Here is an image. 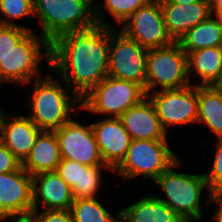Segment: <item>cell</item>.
I'll list each match as a JSON object with an SVG mask.
<instances>
[{
  "label": "cell",
  "mask_w": 222,
  "mask_h": 222,
  "mask_svg": "<svg viewBox=\"0 0 222 222\" xmlns=\"http://www.w3.org/2000/svg\"><path fill=\"white\" fill-rule=\"evenodd\" d=\"M111 27L65 33L50 44V71L81 99L108 76Z\"/></svg>",
  "instance_id": "obj_1"
},
{
  "label": "cell",
  "mask_w": 222,
  "mask_h": 222,
  "mask_svg": "<svg viewBox=\"0 0 222 222\" xmlns=\"http://www.w3.org/2000/svg\"><path fill=\"white\" fill-rule=\"evenodd\" d=\"M30 84L34 87H31L26 103L27 117L42 131L57 130L72 119L74 112L79 115L81 99L60 77L54 79L48 74Z\"/></svg>",
  "instance_id": "obj_2"
},
{
  "label": "cell",
  "mask_w": 222,
  "mask_h": 222,
  "mask_svg": "<svg viewBox=\"0 0 222 222\" xmlns=\"http://www.w3.org/2000/svg\"><path fill=\"white\" fill-rule=\"evenodd\" d=\"M180 163L178 158L154 181L165 195L156 197L169 205L185 222H198L203 216L201 208L203 192H207L208 196L206 205L212 199V194L204 173H179L176 168L180 167Z\"/></svg>",
  "instance_id": "obj_3"
},
{
  "label": "cell",
  "mask_w": 222,
  "mask_h": 222,
  "mask_svg": "<svg viewBox=\"0 0 222 222\" xmlns=\"http://www.w3.org/2000/svg\"><path fill=\"white\" fill-rule=\"evenodd\" d=\"M95 0H33L39 34L50 44L59 36L95 26Z\"/></svg>",
  "instance_id": "obj_4"
},
{
  "label": "cell",
  "mask_w": 222,
  "mask_h": 222,
  "mask_svg": "<svg viewBox=\"0 0 222 222\" xmlns=\"http://www.w3.org/2000/svg\"><path fill=\"white\" fill-rule=\"evenodd\" d=\"M42 60L46 61L50 69V43L40 35L37 37L34 31H29L14 48L1 59L0 89H2L3 83L6 82L16 85L21 83L24 85L41 77L43 66L39 65Z\"/></svg>",
  "instance_id": "obj_5"
},
{
  "label": "cell",
  "mask_w": 222,
  "mask_h": 222,
  "mask_svg": "<svg viewBox=\"0 0 222 222\" xmlns=\"http://www.w3.org/2000/svg\"><path fill=\"white\" fill-rule=\"evenodd\" d=\"M179 155L171 150L168 140H132L125 158L113 170L123 181L143 176L154 182Z\"/></svg>",
  "instance_id": "obj_6"
},
{
  "label": "cell",
  "mask_w": 222,
  "mask_h": 222,
  "mask_svg": "<svg viewBox=\"0 0 222 222\" xmlns=\"http://www.w3.org/2000/svg\"><path fill=\"white\" fill-rule=\"evenodd\" d=\"M191 85L188 56L178 41L161 48L148 49L145 93L180 89ZM155 87V88H154Z\"/></svg>",
  "instance_id": "obj_7"
},
{
  "label": "cell",
  "mask_w": 222,
  "mask_h": 222,
  "mask_svg": "<svg viewBox=\"0 0 222 222\" xmlns=\"http://www.w3.org/2000/svg\"><path fill=\"white\" fill-rule=\"evenodd\" d=\"M147 95L144 88L132 81L107 76L81 98V110L92 114L119 118Z\"/></svg>",
  "instance_id": "obj_8"
},
{
  "label": "cell",
  "mask_w": 222,
  "mask_h": 222,
  "mask_svg": "<svg viewBox=\"0 0 222 222\" xmlns=\"http://www.w3.org/2000/svg\"><path fill=\"white\" fill-rule=\"evenodd\" d=\"M111 27L108 76L135 82L145 90L148 49Z\"/></svg>",
  "instance_id": "obj_9"
},
{
  "label": "cell",
  "mask_w": 222,
  "mask_h": 222,
  "mask_svg": "<svg viewBox=\"0 0 222 222\" xmlns=\"http://www.w3.org/2000/svg\"><path fill=\"white\" fill-rule=\"evenodd\" d=\"M147 97L154 105L161 126L167 134L170 127L197 123V86L191 84L180 89L157 90L147 94Z\"/></svg>",
  "instance_id": "obj_10"
},
{
  "label": "cell",
  "mask_w": 222,
  "mask_h": 222,
  "mask_svg": "<svg viewBox=\"0 0 222 222\" xmlns=\"http://www.w3.org/2000/svg\"><path fill=\"white\" fill-rule=\"evenodd\" d=\"M119 30L146 49L166 47L175 42L167 32L159 0L137 9Z\"/></svg>",
  "instance_id": "obj_11"
},
{
  "label": "cell",
  "mask_w": 222,
  "mask_h": 222,
  "mask_svg": "<svg viewBox=\"0 0 222 222\" xmlns=\"http://www.w3.org/2000/svg\"><path fill=\"white\" fill-rule=\"evenodd\" d=\"M54 132L59 142L62 159L77 161L86 166L105 165L91 123L85 125L71 119Z\"/></svg>",
  "instance_id": "obj_12"
},
{
  "label": "cell",
  "mask_w": 222,
  "mask_h": 222,
  "mask_svg": "<svg viewBox=\"0 0 222 222\" xmlns=\"http://www.w3.org/2000/svg\"><path fill=\"white\" fill-rule=\"evenodd\" d=\"M33 210L32 176L22 166L0 174V217L30 214Z\"/></svg>",
  "instance_id": "obj_13"
},
{
  "label": "cell",
  "mask_w": 222,
  "mask_h": 222,
  "mask_svg": "<svg viewBox=\"0 0 222 222\" xmlns=\"http://www.w3.org/2000/svg\"><path fill=\"white\" fill-rule=\"evenodd\" d=\"M91 125L104 164L114 170L127 154L130 135L119 118L103 117Z\"/></svg>",
  "instance_id": "obj_14"
},
{
  "label": "cell",
  "mask_w": 222,
  "mask_h": 222,
  "mask_svg": "<svg viewBox=\"0 0 222 222\" xmlns=\"http://www.w3.org/2000/svg\"><path fill=\"white\" fill-rule=\"evenodd\" d=\"M32 180L33 210L70 209L74 202L72 189L56 171L40 172Z\"/></svg>",
  "instance_id": "obj_15"
},
{
  "label": "cell",
  "mask_w": 222,
  "mask_h": 222,
  "mask_svg": "<svg viewBox=\"0 0 222 222\" xmlns=\"http://www.w3.org/2000/svg\"><path fill=\"white\" fill-rule=\"evenodd\" d=\"M168 34L178 41L190 29L210 15V1L200 0L187 4L160 3Z\"/></svg>",
  "instance_id": "obj_16"
},
{
  "label": "cell",
  "mask_w": 222,
  "mask_h": 222,
  "mask_svg": "<svg viewBox=\"0 0 222 222\" xmlns=\"http://www.w3.org/2000/svg\"><path fill=\"white\" fill-rule=\"evenodd\" d=\"M119 119L132 140H168L148 97L130 107Z\"/></svg>",
  "instance_id": "obj_17"
},
{
  "label": "cell",
  "mask_w": 222,
  "mask_h": 222,
  "mask_svg": "<svg viewBox=\"0 0 222 222\" xmlns=\"http://www.w3.org/2000/svg\"><path fill=\"white\" fill-rule=\"evenodd\" d=\"M10 115L6 116L3 112L1 143L23 162L42 130L27 115H15V113Z\"/></svg>",
  "instance_id": "obj_18"
},
{
  "label": "cell",
  "mask_w": 222,
  "mask_h": 222,
  "mask_svg": "<svg viewBox=\"0 0 222 222\" xmlns=\"http://www.w3.org/2000/svg\"><path fill=\"white\" fill-rule=\"evenodd\" d=\"M187 56L188 76L192 85L213 86L222 82V46L198 49Z\"/></svg>",
  "instance_id": "obj_19"
},
{
  "label": "cell",
  "mask_w": 222,
  "mask_h": 222,
  "mask_svg": "<svg viewBox=\"0 0 222 222\" xmlns=\"http://www.w3.org/2000/svg\"><path fill=\"white\" fill-rule=\"evenodd\" d=\"M60 148L54 131H42L36 138L22 168L31 176L40 172L56 171L61 162Z\"/></svg>",
  "instance_id": "obj_20"
},
{
  "label": "cell",
  "mask_w": 222,
  "mask_h": 222,
  "mask_svg": "<svg viewBox=\"0 0 222 222\" xmlns=\"http://www.w3.org/2000/svg\"><path fill=\"white\" fill-rule=\"evenodd\" d=\"M120 213L129 222H185L169 205L156 195L142 196Z\"/></svg>",
  "instance_id": "obj_21"
},
{
  "label": "cell",
  "mask_w": 222,
  "mask_h": 222,
  "mask_svg": "<svg viewBox=\"0 0 222 222\" xmlns=\"http://www.w3.org/2000/svg\"><path fill=\"white\" fill-rule=\"evenodd\" d=\"M198 120L222 139V89L218 85L197 86Z\"/></svg>",
  "instance_id": "obj_22"
},
{
  "label": "cell",
  "mask_w": 222,
  "mask_h": 222,
  "mask_svg": "<svg viewBox=\"0 0 222 222\" xmlns=\"http://www.w3.org/2000/svg\"><path fill=\"white\" fill-rule=\"evenodd\" d=\"M178 42L187 55L198 49L222 46V21L210 15L190 29Z\"/></svg>",
  "instance_id": "obj_23"
},
{
  "label": "cell",
  "mask_w": 222,
  "mask_h": 222,
  "mask_svg": "<svg viewBox=\"0 0 222 222\" xmlns=\"http://www.w3.org/2000/svg\"><path fill=\"white\" fill-rule=\"evenodd\" d=\"M94 2V14L96 23L105 27H114L113 24L108 23L107 16L104 15L105 9L110 17L119 25H122L137 9L147 5L152 0H103ZM103 4V5H102ZM103 9V10H102Z\"/></svg>",
  "instance_id": "obj_24"
},
{
  "label": "cell",
  "mask_w": 222,
  "mask_h": 222,
  "mask_svg": "<svg viewBox=\"0 0 222 222\" xmlns=\"http://www.w3.org/2000/svg\"><path fill=\"white\" fill-rule=\"evenodd\" d=\"M99 198L74 200L70 207L73 222H113L120 211L113 215Z\"/></svg>",
  "instance_id": "obj_25"
},
{
  "label": "cell",
  "mask_w": 222,
  "mask_h": 222,
  "mask_svg": "<svg viewBox=\"0 0 222 222\" xmlns=\"http://www.w3.org/2000/svg\"><path fill=\"white\" fill-rule=\"evenodd\" d=\"M113 170L107 165L86 166L81 163L80 187H73L72 193L74 200L76 199H92L97 198L102 189L103 171Z\"/></svg>",
  "instance_id": "obj_26"
},
{
  "label": "cell",
  "mask_w": 222,
  "mask_h": 222,
  "mask_svg": "<svg viewBox=\"0 0 222 222\" xmlns=\"http://www.w3.org/2000/svg\"><path fill=\"white\" fill-rule=\"evenodd\" d=\"M0 25L21 26L32 31L31 28L16 23V20L25 17H34L33 0H0Z\"/></svg>",
  "instance_id": "obj_27"
},
{
  "label": "cell",
  "mask_w": 222,
  "mask_h": 222,
  "mask_svg": "<svg viewBox=\"0 0 222 222\" xmlns=\"http://www.w3.org/2000/svg\"><path fill=\"white\" fill-rule=\"evenodd\" d=\"M28 32L21 26L0 25V61Z\"/></svg>",
  "instance_id": "obj_28"
},
{
  "label": "cell",
  "mask_w": 222,
  "mask_h": 222,
  "mask_svg": "<svg viewBox=\"0 0 222 222\" xmlns=\"http://www.w3.org/2000/svg\"><path fill=\"white\" fill-rule=\"evenodd\" d=\"M212 168L204 176L212 196L222 187V139H215Z\"/></svg>",
  "instance_id": "obj_29"
},
{
  "label": "cell",
  "mask_w": 222,
  "mask_h": 222,
  "mask_svg": "<svg viewBox=\"0 0 222 222\" xmlns=\"http://www.w3.org/2000/svg\"><path fill=\"white\" fill-rule=\"evenodd\" d=\"M56 172L69 185L73 187H80L81 178V163L69 159H61Z\"/></svg>",
  "instance_id": "obj_30"
},
{
  "label": "cell",
  "mask_w": 222,
  "mask_h": 222,
  "mask_svg": "<svg viewBox=\"0 0 222 222\" xmlns=\"http://www.w3.org/2000/svg\"><path fill=\"white\" fill-rule=\"evenodd\" d=\"M42 210H32L30 214L34 222H73L70 209Z\"/></svg>",
  "instance_id": "obj_31"
},
{
  "label": "cell",
  "mask_w": 222,
  "mask_h": 222,
  "mask_svg": "<svg viewBox=\"0 0 222 222\" xmlns=\"http://www.w3.org/2000/svg\"><path fill=\"white\" fill-rule=\"evenodd\" d=\"M22 162L2 143H0V174L18 170Z\"/></svg>",
  "instance_id": "obj_32"
},
{
  "label": "cell",
  "mask_w": 222,
  "mask_h": 222,
  "mask_svg": "<svg viewBox=\"0 0 222 222\" xmlns=\"http://www.w3.org/2000/svg\"><path fill=\"white\" fill-rule=\"evenodd\" d=\"M9 220L10 222H34L31 214L0 217V222H5Z\"/></svg>",
  "instance_id": "obj_33"
},
{
  "label": "cell",
  "mask_w": 222,
  "mask_h": 222,
  "mask_svg": "<svg viewBox=\"0 0 222 222\" xmlns=\"http://www.w3.org/2000/svg\"><path fill=\"white\" fill-rule=\"evenodd\" d=\"M211 15L222 21V0H209Z\"/></svg>",
  "instance_id": "obj_34"
},
{
  "label": "cell",
  "mask_w": 222,
  "mask_h": 222,
  "mask_svg": "<svg viewBox=\"0 0 222 222\" xmlns=\"http://www.w3.org/2000/svg\"><path fill=\"white\" fill-rule=\"evenodd\" d=\"M209 203L217 206L214 215L212 217L213 221L211 222H222V205L215 202L213 199H211Z\"/></svg>",
  "instance_id": "obj_35"
},
{
  "label": "cell",
  "mask_w": 222,
  "mask_h": 222,
  "mask_svg": "<svg viewBox=\"0 0 222 222\" xmlns=\"http://www.w3.org/2000/svg\"><path fill=\"white\" fill-rule=\"evenodd\" d=\"M195 1H200V0H159L160 3H176V4H189L193 3Z\"/></svg>",
  "instance_id": "obj_36"
},
{
  "label": "cell",
  "mask_w": 222,
  "mask_h": 222,
  "mask_svg": "<svg viewBox=\"0 0 222 222\" xmlns=\"http://www.w3.org/2000/svg\"><path fill=\"white\" fill-rule=\"evenodd\" d=\"M212 199L222 205V187L212 196Z\"/></svg>",
  "instance_id": "obj_37"
},
{
  "label": "cell",
  "mask_w": 222,
  "mask_h": 222,
  "mask_svg": "<svg viewBox=\"0 0 222 222\" xmlns=\"http://www.w3.org/2000/svg\"><path fill=\"white\" fill-rule=\"evenodd\" d=\"M113 222H129V221L120 213Z\"/></svg>",
  "instance_id": "obj_38"
},
{
  "label": "cell",
  "mask_w": 222,
  "mask_h": 222,
  "mask_svg": "<svg viewBox=\"0 0 222 222\" xmlns=\"http://www.w3.org/2000/svg\"><path fill=\"white\" fill-rule=\"evenodd\" d=\"M3 112L4 109L2 110V108L0 109V143H1V124H2V118H3Z\"/></svg>",
  "instance_id": "obj_39"
},
{
  "label": "cell",
  "mask_w": 222,
  "mask_h": 222,
  "mask_svg": "<svg viewBox=\"0 0 222 222\" xmlns=\"http://www.w3.org/2000/svg\"><path fill=\"white\" fill-rule=\"evenodd\" d=\"M218 86L222 89V82Z\"/></svg>",
  "instance_id": "obj_40"
}]
</instances>
